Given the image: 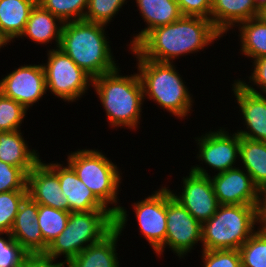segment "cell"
I'll return each instance as SVG.
<instances>
[{
  "instance_id": "cell-1",
  "label": "cell",
  "mask_w": 266,
  "mask_h": 267,
  "mask_svg": "<svg viewBox=\"0 0 266 267\" xmlns=\"http://www.w3.org/2000/svg\"><path fill=\"white\" fill-rule=\"evenodd\" d=\"M219 38L223 35L210 19L181 16L173 23L152 29L133 48L144 59L174 63L180 56L203 51Z\"/></svg>"
},
{
  "instance_id": "cell-2",
  "label": "cell",
  "mask_w": 266,
  "mask_h": 267,
  "mask_svg": "<svg viewBox=\"0 0 266 267\" xmlns=\"http://www.w3.org/2000/svg\"><path fill=\"white\" fill-rule=\"evenodd\" d=\"M66 161L94 196L115 214V227L122 233L126 228L129 215L125 207L118 203L120 202L118 194L123 173L117 164L115 165L107 158L102 150L89 148L71 151L67 155Z\"/></svg>"
},
{
  "instance_id": "cell-3",
  "label": "cell",
  "mask_w": 266,
  "mask_h": 267,
  "mask_svg": "<svg viewBox=\"0 0 266 267\" xmlns=\"http://www.w3.org/2000/svg\"><path fill=\"white\" fill-rule=\"evenodd\" d=\"M106 27L86 20L65 22L62 27L59 49L92 78L119 66L115 63Z\"/></svg>"
},
{
  "instance_id": "cell-4",
  "label": "cell",
  "mask_w": 266,
  "mask_h": 267,
  "mask_svg": "<svg viewBox=\"0 0 266 267\" xmlns=\"http://www.w3.org/2000/svg\"><path fill=\"white\" fill-rule=\"evenodd\" d=\"M119 69L118 66L93 78L92 88L104 107L109 126L135 131L140 125L145 101L142 82L138 72L123 76Z\"/></svg>"
},
{
  "instance_id": "cell-5",
  "label": "cell",
  "mask_w": 266,
  "mask_h": 267,
  "mask_svg": "<svg viewBox=\"0 0 266 267\" xmlns=\"http://www.w3.org/2000/svg\"><path fill=\"white\" fill-rule=\"evenodd\" d=\"M137 72L143 86L144 99L156 102L158 107L170 112L177 119H185L192 111L194 98L183 82L174 63H161L144 59L134 48Z\"/></svg>"
},
{
  "instance_id": "cell-6",
  "label": "cell",
  "mask_w": 266,
  "mask_h": 267,
  "mask_svg": "<svg viewBox=\"0 0 266 267\" xmlns=\"http://www.w3.org/2000/svg\"><path fill=\"white\" fill-rule=\"evenodd\" d=\"M115 228V214L110 210L70 212L65 229L48 245L45 254L67 265L89 245L99 242Z\"/></svg>"
},
{
  "instance_id": "cell-7",
  "label": "cell",
  "mask_w": 266,
  "mask_h": 267,
  "mask_svg": "<svg viewBox=\"0 0 266 267\" xmlns=\"http://www.w3.org/2000/svg\"><path fill=\"white\" fill-rule=\"evenodd\" d=\"M256 206L219 205L216 213L202 223V250H239L257 230Z\"/></svg>"
},
{
  "instance_id": "cell-8",
  "label": "cell",
  "mask_w": 266,
  "mask_h": 267,
  "mask_svg": "<svg viewBox=\"0 0 266 267\" xmlns=\"http://www.w3.org/2000/svg\"><path fill=\"white\" fill-rule=\"evenodd\" d=\"M42 66L47 91L64 102L79 100L92 87L93 78L59 48L47 51V60Z\"/></svg>"
},
{
  "instance_id": "cell-9",
  "label": "cell",
  "mask_w": 266,
  "mask_h": 267,
  "mask_svg": "<svg viewBox=\"0 0 266 267\" xmlns=\"http://www.w3.org/2000/svg\"><path fill=\"white\" fill-rule=\"evenodd\" d=\"M166 216L165 248L184 258L198 242L202 243V224L173 197L169 187H166Z\"/></svg>"
},
{
  "instance_id": "cell-10",
  "label": "cell",
  "mask_w": 266,
  "mask_h": 267,
  "mask_svg": "<svg viewBox=\"0 0 266 267\" xmlns=\"http://www.w3.org/2000/svg\"><path fill=\"white\" fill-rule=\"evenodd\" d=\"M204 168L193 165L190 170L198 175L210 176L219 205H257L261 191L243 168L237 166L212 177Z\"/></svg>"
},
{
  "instance_id": "cell-11",
  "label": "cell",
  "mask_w": 266,
  "mask_h": 267,
  "mask_svg": "<svg viewBox=\"0 0 266 267\" xmlns=\"http://www.w3.org/2000/svg\"><path fill=\"white\" fill-rule=\"evenodd\" d=\"M139 232L152 247L156 256L161 257L165 251L167 231L166 216V185L153 191L144 200L132 204Z\"/></svg>"
},
{
  "instance_id": "cell-12",
  "label": "cell",
  "mask_w": 266,
  "mask_h": 267,
  "mask_svg": "<svg viewBox=\"0 0 266 267\" xmlns=\"http://www.w3.org/2000/svg\"><path fill=\"white\" fill-rule=\"evenodd\" d=\"M195 139L198 148L196 158L201 161L200 164L204 162L217 173L236 167L240 154V136L236 132L229 135L224 127H220L215 131L210 129Z\"/></svg>"
},
{
  "instance_id": "cell-13",
  "label": "cell",
  "mask_w": 266,
  "mask_h": 267,
  "mask_svg": "<svg viewBox=\"0 0 266 267\" xmlns=\"http://www.w3.org/2000/svg\"><path fill=\"white\" fill-rule=\"evenodd\" d=\"M0 92L29 110L47 93L42 64H24L7 73L0 80Z\"/></svg>"
},
{
  "instance_id": "cell-14",
  "label": "cell",
  "mask_w": 266,
  "mask_h": 267,
  "mask_svg": "<svg viewBox=\"0 0 266 267\" xmlns=\"http://www.w3.org/2000/svg\"><path fill=\"white\" fill-rule=\"evenodd\" d=\"M188 174L182 178V191L178 195L173 190L171 193L202 224L216 213L219 203L210 176L198 175L191 170Z\"/></svg>"
},
{
  "instance_id": "cell-15",
  "label": "cell",
  "mask_w": 266,
  "mask_h": 267,
  "mask_svg": "<svg viewBox=\"0 0 266 267\" xmlns=\"http://www.w3.org/2000/svg\"><path fill=\"white\" fill-rule=\"evenodd\" d=\"M44 162L41 159L27 174L28 195L37 204L69 211L67 196L60 189L57 162Z\"/></svg>"
},
{
  "instance_id": "cell-16",
  "label": "cell",
  "mask_w": 266,
  "mask_h": 267,
  "mask_svg": "<svg viewBox=\"0 0 266 267\" xmlns=\"http://www.w3.org/2000/svg\"><path fill=\"white\" fill-rule=\"evenodd\" d=\"M245 130L235 131L240 137L266 142V96L248 91L238 80L232 84Z\"/></svg>"
},
{
  "instance_id": "cell-17",
  "label": "cell",
  "mask_w": 266,
  "mask_h": 267,
  "mask_svg": "<svg viewBox=\"0 0 266 267\" xmlns=\"http://www.w3.org/2000/svg\"><path fill=\"white\" fill-rule=\"evenodd\" d=\"M63 165L64 163L57 162V176L60 181V189L67 196L69 212L110 210L94 196L68 163Z\"/></svg>"
},
{
  "instance_id": "cell-18",
  "label": "cell",
  "mask_w": 266,
  "mask_h": 267,
  "mask_svg": "<svg viewBox=\"0 0 266 267\" xmlns=\"http://www.w3.org/2000/svg\"><path fill=\"white\" fill-rule=\"evenodd\" d=\"M260 15L254 0H212L210 20L223 36L240 22Z\"/></svg>"
},
{
  "instance_id": "cell-19",
  "label": "cell",
  "mask_w": 266,
  "mask_h": 267,
  "mask_svg": "<svg viewBox=\"0 0 266 267\" xmlns=\"http://www.w3.org/2000/svg\"><path fill=\"white\" fill-rule=\"evenodd\" d=\"M137 10L144 20L146 27L127 44L133 48L149 31L165 26L178 20L182 14L176 0H135Z\"/></svg>"
},
{
  "instance_id": "cell-20",
  "label": "cell",
  "mask_w": 266,
  "mask_h": 267,
  "mask_svg": "<svg viewBox=\"0 0 266 267\" xmlns=\"http://www.w3.org/2000/svg\"><path fill=\"white\" fill-rule=\"evenodd\" d=\"M120 235L122 234L115 227L99 242L81 251L66 267H120L116 250Z\"/></svg>"
},
{
  "instance_id": "cell-21",
  "label": "cell",
  "mask_w": 266,
  "mask_h": 267,
  "mask_svg": "<svg viewBox=\"0 0 266 267\" xmlns=\"http://www.w3.org/2000/svg\"><path fill=\"white\" fill-rule=\"evenodd\" d=\"M63 24L58 17L36 3L30 12L25 30L20 38L27 37L32 42L41 45L52 44L55 40L56 49L60 46Z\"/></svg>"
},
{
  "instance_id": "cell-22",
  "label": "cell",
  "mask_w": 266,
  "mask_h": 267,
  "mask_svg": "<svg viewBox=\"0 0 266 267\" xmlns=\"http://www.w3.org/2000/svg\"><path fill=\"white\" fill-rule=\"evenodd\" d=\"M36 149H29L20 130L0 131V161L20 167L26 174L41 160ZM40 158V159H39Z\"/></svg>"
},
{
  "instance_id": "cell-23",
  "label": "cell",
  "mask_w": 266,
  "mask_h": 267,
  "mask_svg": "<svg viewBox=\"0 0 266 267\" xmlns=\"http://www.w3.org/2000/svg\"><path fill=\"white\" fill-rule=\"evenodd\" d=\"M37 0H0V30L11 43L25 30Z\"/></svg>"
},
{
  "instance_id": "cell-24",
  "label": "cell",
  "mask_w": 266,
  "mask_h": 267,
  "mask_svg": "<svg viewBox=\"0 0 266 267\" xmlns=\"http://www.w3.org/2000/svg\"><path fill=\"white\" fill-rule=\"evenodd\" d=\"M239 161L260 191L266 190V142L240 137Z\"/></svg>"
},
{
  "instance_id": "cell-25",
  "label": "cell",
  "mask_w": 266,
  "mask_h": 267,
  "mask_svg": "<svg viewBox=\"0 0 266 267\" xmlns=\"http://www.w3.org/2000/svg\"><path fill=\"white\" fill-rule=\"evenodd\" d=\"M237 27L242 55L251 60L266 56V18L260 15L240 22Z\"/></svg>"
},
{
  "instance_id": "cell-26",
  "label": "cell",
  "mask_w": 266,
  "mask_h": 267,
  "mask_svg": "<svg viewBox=\"0 0 266 267\" xmlns=\"http://www.w3.org/2000/svg\"><path fill=\"white\" fill-rule=\"evenodd\" d=\"M69 215V211L38 204L37 221L48 245L65 229Z\"/></svg>"
},
{
  "instance_id": "cell-27",
  "label": "cell",
  "mask_w": 266,
  "mask_h": 267,
  "mask_svg": "<svg viewBox=\"0 0 266 267\" xmlns=\"http://www.w3.org/2000/svg\"><path fill=\"white\" fill-rule=\"evenodd\" d=\"M63 23L84 20L88 0H37Z\"/></svg>"
},
{
  "instance_id": "cell-28",
  "label": "cell",
  "mask_w": 266,
  "mask_h": 267,
  "mask_svg": "<svg viewBox=\"0 0 266 267\" xmlns=\"http://www.w3.org/2000/svg\"><path fill=\"white\" fill-rule=\"evenodd\" d=\"M10 234L27 253H45L48 244L42 237L38 221L28 226H12Z\"/></svg>"
},
{
  "instance_id": "cell-29",
  "label": "cell",
  "mask_w": 266,
  "mask_h": 267,
  "mask_svg": "<svg viewBox=\"0 0 266 267\" xmlns=\"http://www.w3.org/2000/svg\"><path fill=\"white\" fill-rule=\"evenodd\" d=\"M239 252L242 267H266V235L256 230Z\"/></svg>"
},
{
  "instance_id": "cell-30",
  "label": "cell",
  "mask_w": 266,
  "mask_h": 267,
  "mask_svg": "<svg viewBox=\"0 0 266 267\" xmlns=\"http://www.w3.org/2000/svg\"><path fill=\"white\" fill-rule=\"evenodd\" d=\"M127 0H88L84 20L109 26Z\"/></svg>"
},
{
  "instance_id": "cell-31",
  "label": "cell",
  "mask_w": 266,
  "mask_h": 267,
  "mask_svg": "<svg viewBox=\"0 0 266 267\" xmlns=\"http://www.w3.org/2000/svg\"><path fill=\"white\" fill-rule=\"evenodd\" d=\"M27 109L0 92V131L20 130Z\"/></svg>"
},
{
  "instance_id": "cell-32",
  "label": "cell",
  "mask_w": 266,
  "mask_h": 267,
  "mask_svg": "<svg viewBox=\"0 0 266 267\" xmlns=\"http://www.w3.org/2000/svg\"><path fill=\"white\" fill-rule=\"evenodd\" d=\"M28 195V190L0 193V232L11 231L19 206Z\"/></svg>"
},
{
  "instance_id": "cell-33",
  "label": "cell",
  "mask_w": 266,
  "mask_h": 267,
  "mask_svg": "<svg viewBox=\"0 0 266 267\" xmlns=\"http://www.w3.org/2000/svg\"><path fill=\"white\" fill-rule=\"evenodd\" d=\"M26 254L9 232H0V267H19Z\"/></svg>"
},
{
  "instance_id": "cell-34",
  "label": "cell",
  "mask_w": 266,
  "mask_h": 267,
  "mask_svg": "<svg viewBox=\"0 0 266 267\" xmlns=\"http://www.w3.org/2000/svg\"><path fill=\"white\" fill-rule=\"evenodd\" d=\"M203 267H242L239 250H202Z\"/></svg>"
},
{
  "instance_id": "cell-35",
  "label": "cell",
  "mask_w": 266,
  "mask_h": 267,
  "mask_svg": "<svg viewBox=\"0 0 266 267\" xmlns=\"http://www.w3.org/2000/svg\"><path fill=\"white\" fill-rule=\"evenodd\" d=\"M28 190L27 174L20 168L0 161V193Z\"/></svg>"
},
{
  "instance_id": "cell-36",
  "label": "cell",
  "mask_w": 266,
  "mask_h": 267,
  "mask_svg": "<svg viewBox=\"0 0 266 267\" xmlns=\"http://www.w3.org/2000/svg\"><path fill=\"white\" fill-rule=\"evenodd\" d=\"M253 63L254 69L251 71V76L248 77L249 82H245L241 78L237 79L243 87H245L248 91L256 93V94H265L266 95V56L258 58L256 60L251 61ZM249 83H252L251 85ZM254 86L256 88H254Z\"/></svg>"
},
{
  "instance_id": "cell-37",
  "label": "cell",
  "mask_w": 266,
  "mask_h": 267,
  "mask_svg": "<svg viewBox=\"0 0 266 267\" xmlns=\"http://www.w3.org/2000/svg\"><path fill=\"white\" fill-rule=\"evenodd\" d=\"M182 16L210 19L212 0H176Z\"/></svg>"
},
{
  "instance_id": "cell-38",
  "label": "cell",
  "mask_w": 266,
  "mask_h": 267,
  "mask_svg": "<svg viewBox=\"0 0 266 267\" xmlns=\"http://www.w3.org/2000/svg\"><path fill=\"white\" fill-rule=\"evenodd\" d=\"M38 204L27 195L21 202L12 226H28L37 221Z\"/></svg>"
},
{
  "instance_id": "cell-39",
  "label": "cell",
  "mask_w": 266,
  "mask_h": 267,
  "mask_svg": "<svg viewBox=\"0 0 266 267\" xmlns=\"http://www.w3.org/2000/svg\"><path fill=\"white\" fill-rule=\"evenodd\" d=\"M55 261L57 259L45 253H27L19 267H66L62 260Z\"/></svg>"
},
{
  "instance_id": "cell-40",
  "label": "cell",
  "mask_w": 266,
  "mask_h": 267,
  "mask_svg": "<svg viewBox=\"0 0 266 267\" xmlns=\"http://www.w3.org/2000/svg\"><path fill=\"white\" fill-rule=\"evenodd\" d=\"M257 230L266 235V190L261 191L260 199L256 206Z\"/></svg>"
},
{
  "instance_id": "cell-41",
  "label": "cell",
  "mask_w": 266,
  "mask_h": 267,
  "mask_svg": "<svg viewBox=\"0 0 266 267\" xmlns=\"http://www.w3.org/2000/svg\"><path fill=\"white\" fill-rule=\"evenodd\" d=\"M254 4L261 14L266 10V0H254Z\"/></svg>"
},
{
  "instance_id": "cell-42",
  "label": "cell",
  "mask_w": 266,
  "mask_h": 267,
  "mask_svg": "<svg viewBox=\"0 0 266 267\" xmlns=\"http://www.w3.org/2000/svg\"><path fill=\"white\" fill-rule=\"evenodd\" d=\"M10 45L8 39L2 34L1 30H0V49L4 46L6 47V45Z\"/></svg>"
},
{
  "instance_id": "cell-43",
  "label": "cell",
  "mask_w": 266,
  "mask_h": 267,
  "mask_svg": "<svg viewBox=\"0 0 266 267\" xmlns=\"http://www.w3.org/2000/svg\"><path fill=\"white\" fill-rule=\"evenodd\" d=\"M262 15L266 18V10L262 13Z\"/></svg>"
}]
</instances>
